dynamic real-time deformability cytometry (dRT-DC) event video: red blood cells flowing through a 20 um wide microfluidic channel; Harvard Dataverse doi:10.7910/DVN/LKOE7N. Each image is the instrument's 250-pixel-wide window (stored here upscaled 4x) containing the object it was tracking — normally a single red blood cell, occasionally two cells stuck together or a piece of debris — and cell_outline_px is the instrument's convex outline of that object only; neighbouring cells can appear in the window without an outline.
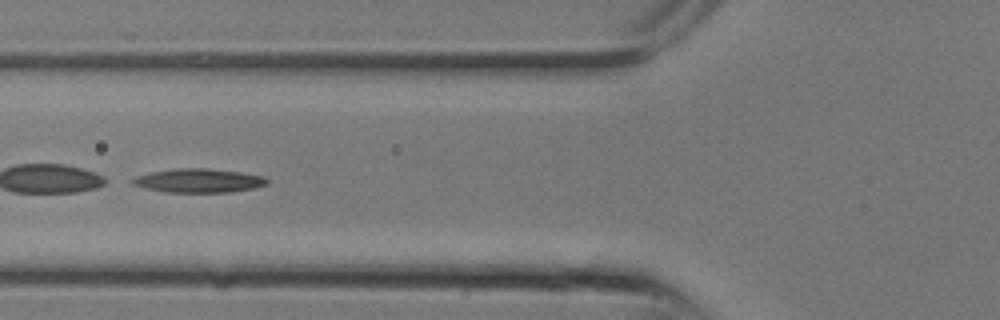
{"species": "common noctule bat (a hibernating species)", "species_latin": "Nyctalus noctula", "temperature_condition": "room temperature", "stored_images_in_passage": 7, "camera_frame_rate_fps": 3000, "um_per_image_px": 0.085, "animal": {"sex": "male", "body_mass_g": 13.3}, "frame": {"image": 1, "passage_image": 6, "time_ms": 1.667, "image_size_px": [1000, 320], "cell_outline_px": [[268, 184], [256, 188], [232, 192], [164, 192], [132, 184], [128, 180], [136, 176], [152, 172], [176, 168], [208, 168], [240, 172], [264, 176], [268, 180]], "centroid_in_image_um": [16.91, 15.35], "position_along_channel_um": 108.9, "area_um2": 18.79}}